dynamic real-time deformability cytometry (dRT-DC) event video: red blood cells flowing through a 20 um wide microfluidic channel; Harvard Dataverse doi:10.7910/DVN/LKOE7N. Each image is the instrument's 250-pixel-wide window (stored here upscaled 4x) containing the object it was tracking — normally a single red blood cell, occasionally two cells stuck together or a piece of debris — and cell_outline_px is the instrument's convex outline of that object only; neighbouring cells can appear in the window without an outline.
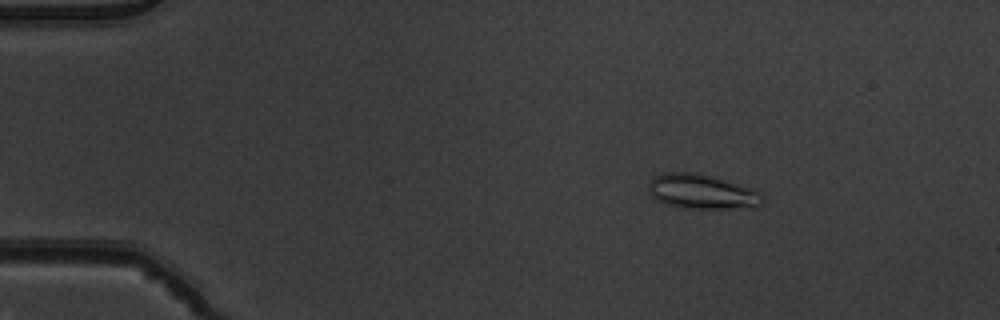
{"species": "common noctule bat (a hibernating species)", "species_latin": "Nyctalus noctula", "temperature_condition": "warm", "stored_images_in_passage": 53, "camera_frame_rate_fps": 3000, "um_per_image_px": 0.085, "animal": {"sex": "male", "body_mass_g": 19.5, "forearm_length_mm": 54.6}, "frame": {"image": 1, "passage_image": 9, "time_ms": 2.667, "image_size_px": [1000, 320], "cell_outline_px": [[764, 200], [756, 208], [680, 208], [656, 200], [648, 192], [648, 184], [652, 176], [664, 172], [700, 172], [728, 180], [752, 188], [760, 192], [764, 196]], "centroid_in_image_um": [59.66, 16.27], "position_along_channel_um": 25.3, "area_um2": 23.58}}
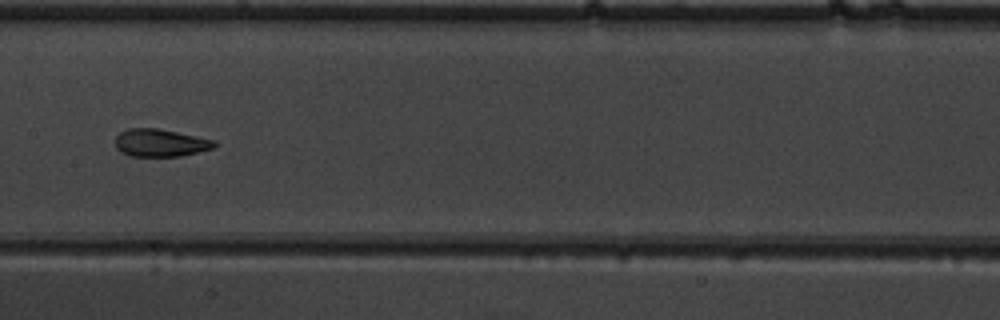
{"frame": {"image": 2, "passage_image": 28, "time_ms": 9.0, "image_size_px": [1000, 320], "cell_outline_px": [[216, 148], [180, 156], [132, 156], [120, 152], [116, 148], [116, 136], [120, 132], [128, 128], [156, 128], [216, 140]], "centroid_in_image_um": [13.64, 12.14], "position_along_channel_um": 193.8, "area_um2": 15.95}}
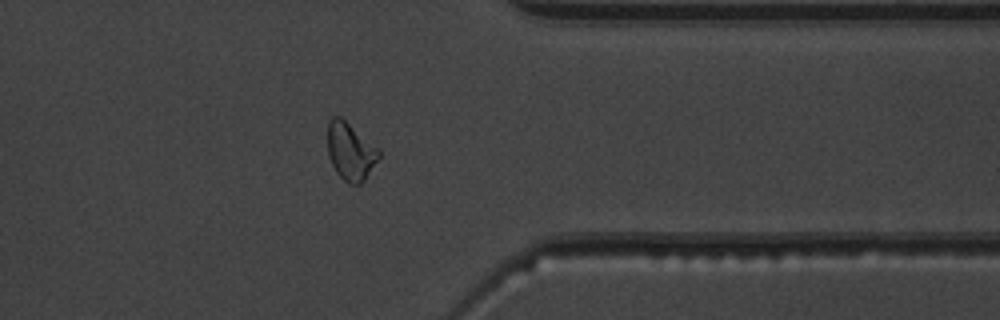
{"frame": {"image": 3, "passage_image": 43, "time_ms": 14.0, "image_size_px": [1000, 320], "cell_outline_px": [[380, 156], [364, 180], [360, 184], [348, 184], [336, 172], [328, 156], [328, 120], [332, 116], [340, 116], [376, 148], [380, 152]], "centroid_in_image_um": [29.75, 12.88], "position_along_channel_um": 381.7, "area_um2": 16.76}, "authors_computed_cell_mechanics": {"area_um2": 17.34, "velocity_mm_per_s": 3.9061, "shape_relaxation_time_tau1_ms": 6.8254, "shape_relaxation_time_tau2_ms": 2.2123, "deformation_change_tau1": 0.189, "deformation_change_tau2": 0.0841}}